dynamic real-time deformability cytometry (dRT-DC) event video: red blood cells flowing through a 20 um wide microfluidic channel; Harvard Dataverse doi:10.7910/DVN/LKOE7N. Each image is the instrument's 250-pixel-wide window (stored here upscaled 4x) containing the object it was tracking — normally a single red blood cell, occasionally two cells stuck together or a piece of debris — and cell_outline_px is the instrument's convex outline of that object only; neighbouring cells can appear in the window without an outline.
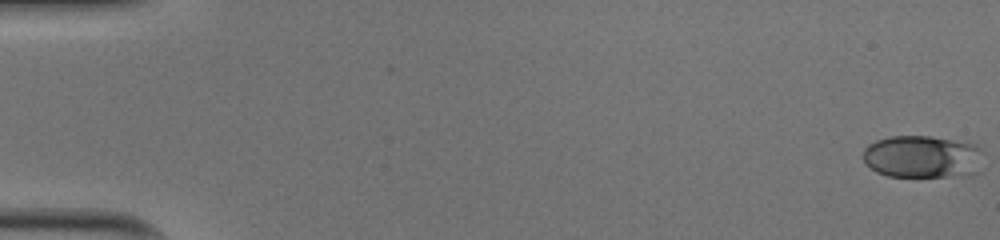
{"species": "human", "species_latin": "Homo sapiens", "temperature_condition": "cold", "stored_images_in_passage": 53, "camera_frame_rate_fps": 3000, "um_per_image_px": 0.085, "donor": {"sex": "male"}, "frame": {"image": 1, "passage_image": 1, "time_ms": 0.0, "image_size_px": [1000, 240], "cell_outline_px": [[984, 152], [980, 172], [972, 176], [888, 176], [876, 172], [864, 160], [864, 148], [868, 144], [876, 140], [888, 136], [932, 136], [976, 144]], "centroid_in_image_um": [78.49, 13.32], "position_along_channel_um": 6.5, "area_um2": 30.35}}
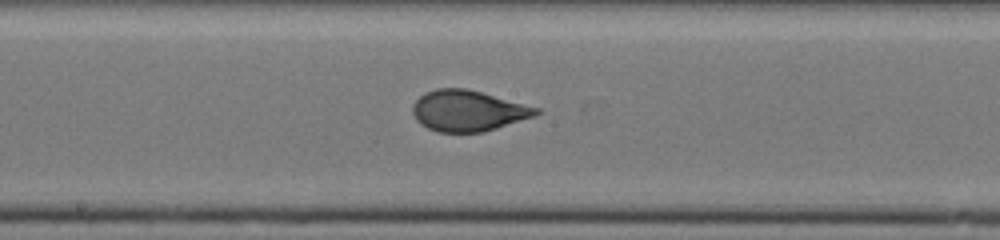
{"frame": {"image": 2, "passage_image": 29, "time_ms": 9.333, "image_size_px": [1000, 240], "cell_outline_px": [[544, 112], [536, 116], [484, 132], [436, 132], [420, 124], [416, 120], [412, 112], [412, 104], [424, 92], [436, 88], [464, 88], [480, 92], [540, 108]], "centroid_in_image_um": [39.78, 9.42], "position_along_channel_um": 208.4, "area_um2": 29.59}}
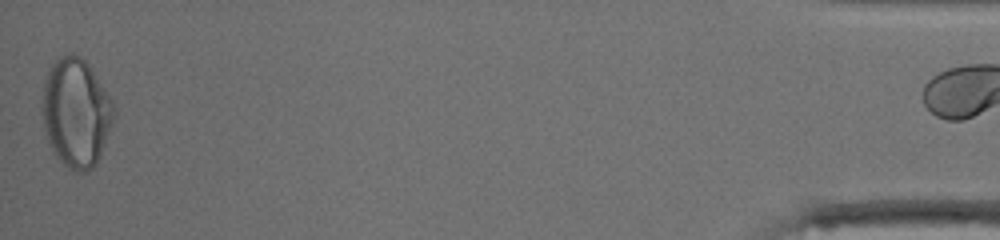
{"frame": {"image": 3, "passage_image": 52, "time_ms": 17.0, "image_size_px": [1000, 240], "cell_outline_px": [[116, 116], [100, 156], [96, 164], [88, 172], [76, 172], [68, 168], [52, 152], [48, 144], [40, 112], [40, 104], [44, 80], [48, 68], [60, 56], [72, 52], [80, 56], [92, 68], [112, 100], [116, 108]], "centroid_in_image_um": [6.45, 9.57], "position_along_channel_um": 428.8, "area_um2": 46.47}}